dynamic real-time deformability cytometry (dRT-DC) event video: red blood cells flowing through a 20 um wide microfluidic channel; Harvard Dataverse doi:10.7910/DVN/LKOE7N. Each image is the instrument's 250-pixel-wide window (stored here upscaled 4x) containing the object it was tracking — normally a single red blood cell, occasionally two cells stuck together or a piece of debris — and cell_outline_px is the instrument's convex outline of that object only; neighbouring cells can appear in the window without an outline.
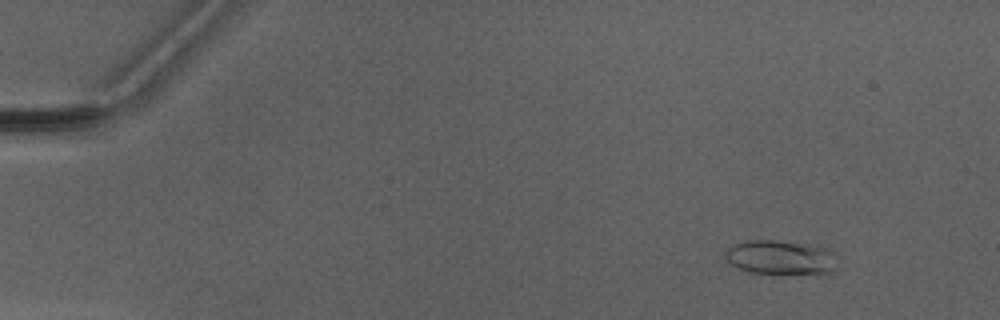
{"species": "Egyptian fruit bat (a non-hibernating species)", "species_latin": "Rousettus aegyptiacus", "temperature_condition": "warm", "stored_images_in_passage": 4, "camera_frame_rate_fps": 3000, "um_per_image_px": 0.085, "animal": {"sex": "male"}, "frame": {"image": 1, "passage_image": 2, "time_ms": 1.333, "image_size_px": [1000, 320], "cell_outline_px": [[836, 252], [832, 272], [824, 276], [820, 276], [748, 272], [732, 264], [728, 260], [724, 252], [728, 248], [736, 244], [748, 240], [776, 240], [816, 244], [832, 248]], "centroid_in_image_um": [66.48, 21.9], "position_along_channel_um": 18.5, "area_um2": 23.29}}